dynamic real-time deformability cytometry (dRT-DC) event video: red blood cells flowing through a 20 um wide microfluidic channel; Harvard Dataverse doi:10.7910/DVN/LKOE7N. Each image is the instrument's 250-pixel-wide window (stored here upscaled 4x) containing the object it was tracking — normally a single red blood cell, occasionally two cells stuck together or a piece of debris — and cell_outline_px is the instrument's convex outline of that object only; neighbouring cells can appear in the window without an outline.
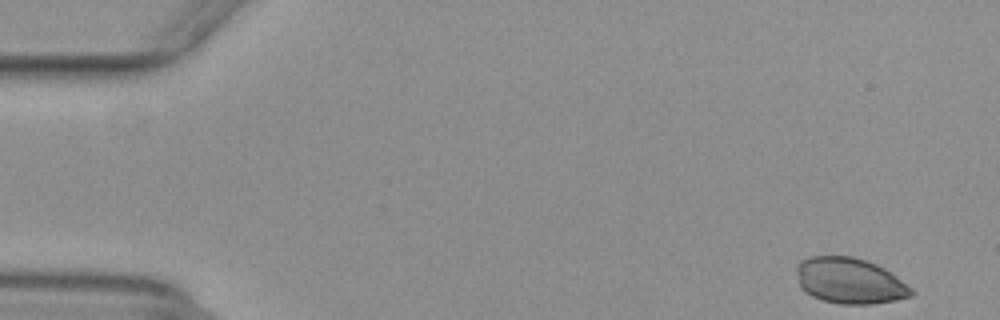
{"species": "common noctule bat (a hibernating species)", "species_latin": "Nyctalus noctula", "temperature_condition": "warm", "stored_images_in_passage": 39, "camera_frame_rate_fps": 3000, "um_per_image_px": 0.085, "animal": {"sex": "female", "body_mass_g": 29.2, "forearm_length_mm": 56.3}, "frame": {"image": 1, "passage_image": 1, "time_ms": 0.0, "image_size_px": [1000, 320], "cell_outline_px": [[916, 292], [912, 296], [896, 300], [872, 304], [840, 304], [820, 300], [804, 292], [800, 288], [796, 272], [796, 264], [800, 260], [808, 256], [852, 256], [876, 264], [884, 268], [896, 276], [912, 288]], "centroid_in_image_um": [72.2, 23.87], "position_along_channel_um": 12.8, "area_um2": 31.04}}
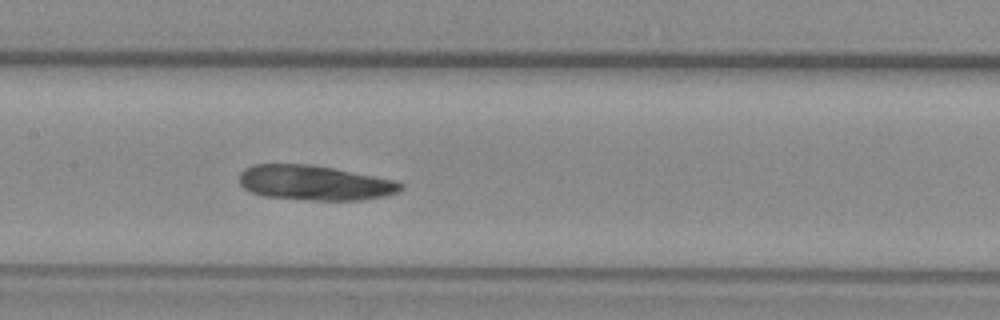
{"frame": {"image": 2, "passage_image": 24, "time_ms": 7.667, "image_size_px": [1000, 320], "cell_outline_px": [[404, 188], [400, 192], [384, 196], [364, 200], [312, 200], [264, 196], [252, 192], [244, 188], [240, 184], [240, 172], [244, 168], [252, 164], [312, 164], [400, 180], [404, 184]], "centroid_in_image_um": [26.82, 15.53], "position_along_channel_um": 180.6, "area_um2": 33.29}}
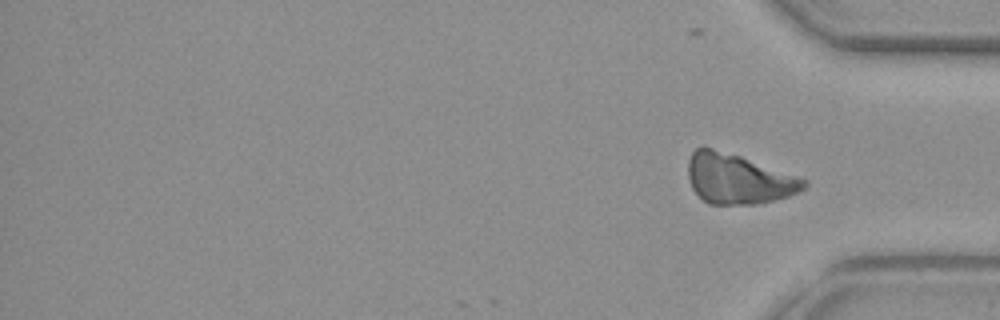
{"frame": {"image": 3, "passage_image": 39, "time_ms": 12.667, "image_size_px": [1000, 320], "cell_outline_px": [[808, 184], [800, 192], [776, 200], [756, 204], [708, 204], [692, 188], [688, 180], [688, 160], [692, 152], [696, 148], [704, 144], [740, 156], [808, 180]], "centroid_in_image_um": [62.72, 15.19], "position_along_channel_um": 372.5, "area_um2": 33.93}}